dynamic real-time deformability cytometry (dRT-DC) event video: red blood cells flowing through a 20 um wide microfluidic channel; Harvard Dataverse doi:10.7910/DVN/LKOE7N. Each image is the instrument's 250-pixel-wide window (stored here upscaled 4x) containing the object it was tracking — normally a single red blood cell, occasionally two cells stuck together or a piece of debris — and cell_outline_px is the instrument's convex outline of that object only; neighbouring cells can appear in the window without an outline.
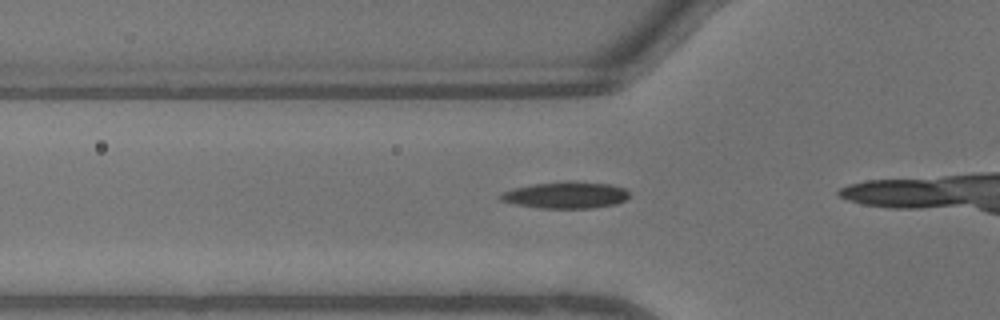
{"species": "common noctule bat (a hibernating species)", "species_latin": "Nyctalus noctula", "temperature_condition": "warm", "stored_images_in_passage": 14, "camera_frame_rate_fps": 3000, "um_per_image_px": 0.085, "animal": {"sex": "male", "body_mass_g": 13.3}, "frame": {"image": 1, "passage_image": 10, "time_ms": 3.0, "image_size_px": [1000, 320], "cell_outline_px": [[628, 196], [624, 200], [616, 204], [592, 208], [540, 208], [516, 204], [500, 200], [500, 196], [504, 192], [512, 188], [532, 184], [568, 180], [608, 184], [624, 188], [628, 192]], "centroid_in_image_um": [48.08, 16.57], "position_along_channel_um": 77.7, "area_um2": 19.94}}
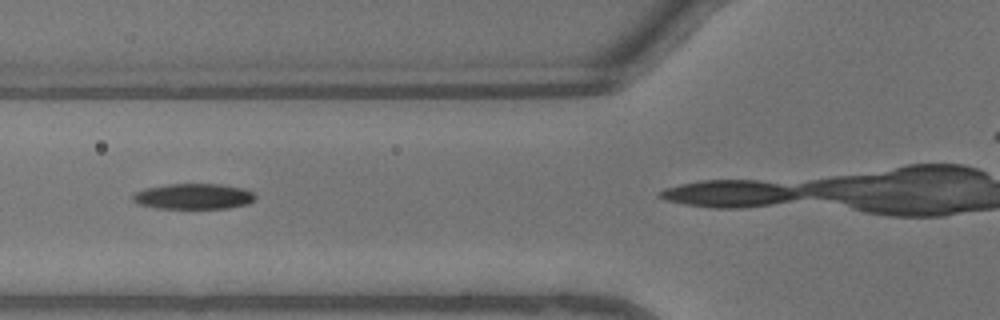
{"frame": {"image": 2, "passage_image": 12, "time_ms": 3.667, "image_size_px": [1000, 320], "cell_outline_px": [[256, 196], [248, 204], [228, 208], [156, 208], [136, 204], [132, 200], [132, 196], [136, 192], [144, 188], [168, 184], [220, 184], [244, 188], [252, 192]], "centroid_in_image_um": [16.42, 16.69], "position_along_channel_um": 109.4, "area_um2": 18.32}}